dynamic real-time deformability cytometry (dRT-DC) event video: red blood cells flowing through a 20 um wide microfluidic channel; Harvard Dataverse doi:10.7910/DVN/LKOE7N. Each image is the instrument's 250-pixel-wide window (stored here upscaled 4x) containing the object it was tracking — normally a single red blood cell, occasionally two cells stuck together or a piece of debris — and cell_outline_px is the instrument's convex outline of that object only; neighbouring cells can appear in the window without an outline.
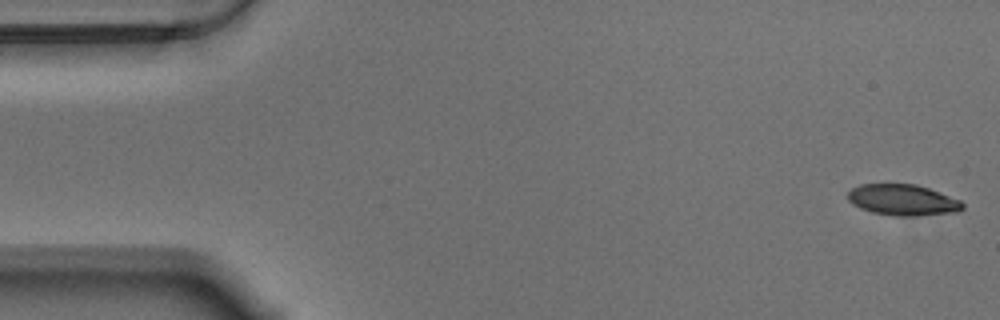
{"species": "Egyptian fruit bat (a non-hibernating species)", "species_latin": "Rousettus aegyptiacus", "temperature_condition": "warm", "stored_images_in_passage": 56, "camera_frame_rate_fps": 3000, "um_per_image_px": 0.085, "animal": {"sex": "male"}, "frame": {"image": 1, "passage_image": 1, "time_ms": 0.0, "image_size_px": [1000, 320], "cell_outline_px": [[964, 208], [956, 212], [908, 216], [896, 216], [872, 212], [860, 208], [852, 204], [848, 200], [848, 192], [852, 188], [860, 184], [916, 184], [928, 188], [960, 200], [964, 204]], "centroid_in_image_um": [76.71, 16.99], "position_along_channel_um": 8.3, "area_um2": 20.63}}
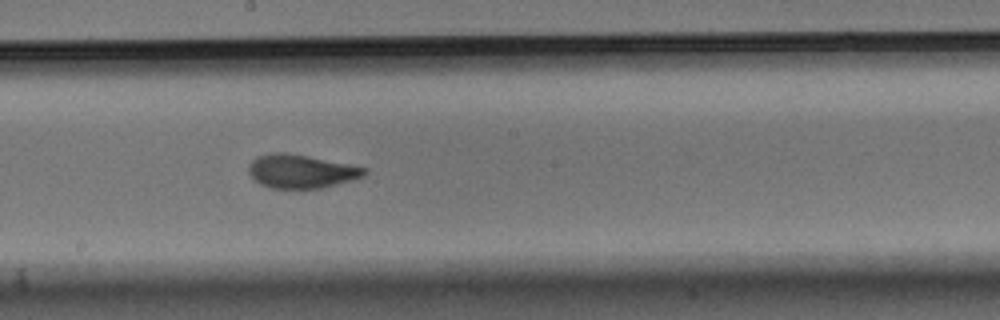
{"frame": {"image": 2, "passage_image": 30, "time_ms": 9.667, "image_size_px": [1000, 320], "cell_outline_px": [[368, 172], [364, 176], [352, 180], [324, 188], [272, 188], [260, 184], [248, 172], [248, 164], [256, 156], [272, 152], [284, 152], [308, 156], [368, 168]], "centroid_in_image_um": [25.6, 14.55], "position_along_channel_um": 222.6, "area_um2": 22.72}}
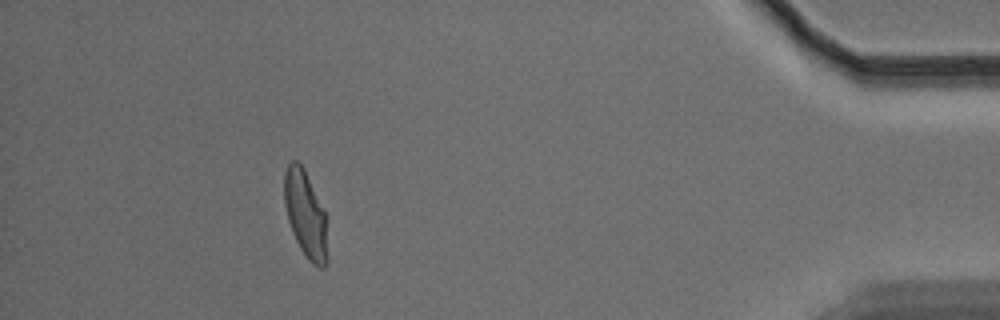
{"frame": {"image": 3, "passage_image": 51, "time_ms": 16.667, "image_size_px": [1000, 320], "cell_outline_px": [[328, 260], [324, 268], [320, 268], [312, 264], [308, 260], [300, 248], [292, 232], [288, 220], [284, 204], [284, 172], [288, 164], [292, 160], [296, 160], [304, 168], [324, 212]], "centroid_in_image_um": [25.95, 18.24], "position_along_channel_um": 409.3, "area_um2": 21.62}, "authors_computed_cell_mechanics": {"area_um2": 22.1952, "velocity_mm_per_s": 3.5077, "shape_relaxation_time_tau1_ms": 6.8947, "shape_relaxation_time_tau2_ms": 1.1828, "deformation_change_tau1": 0.2296, "deformation_change_tau2": 0.0572}}